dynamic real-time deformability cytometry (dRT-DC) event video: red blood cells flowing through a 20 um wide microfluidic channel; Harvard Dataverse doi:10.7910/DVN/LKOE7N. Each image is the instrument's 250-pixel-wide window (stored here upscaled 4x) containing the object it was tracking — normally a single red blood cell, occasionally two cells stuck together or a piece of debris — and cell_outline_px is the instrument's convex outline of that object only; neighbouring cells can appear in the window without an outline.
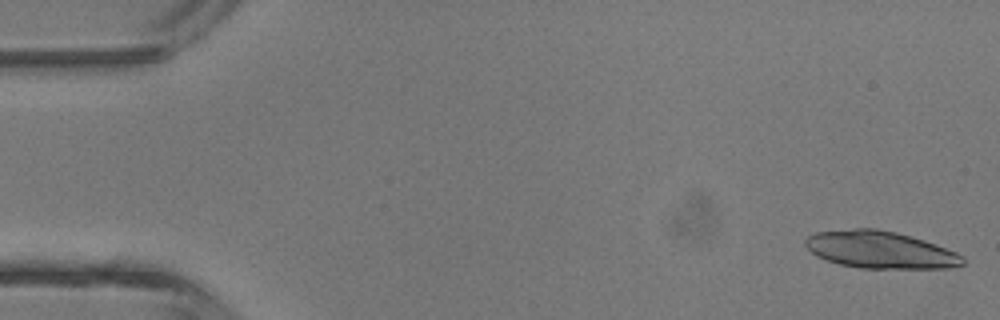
{"species": "common noctule bat (a hibernating species)", "species_latin": "Nyctalus noctula", "temperature_condition": "room temperature", "stored_images_in_passage": 5, "camera_frame_rate_fps": 3000, "um_per_image_px": 0.085, "animal": {"sex": "male", "body_mass_g": 13.3}, "frame": {"image": 1, "passage_image": 1, "time_ms": 0.0, "image_size_px": [1000, 320], "cell_outline_px": [[964, 264], [956, 268], [860, 268], [840, 264], [816, 256], [804, 244], [804, 240], [808, 236], [816, 232], [856, 228], [876, 228], [896, 232], [924, 240], [956, 252], [964, 256]], "centroid_in_image_um": [74.83, 21.23], "position_along_channel_um": 10.2, "area_um2": 34.1}}